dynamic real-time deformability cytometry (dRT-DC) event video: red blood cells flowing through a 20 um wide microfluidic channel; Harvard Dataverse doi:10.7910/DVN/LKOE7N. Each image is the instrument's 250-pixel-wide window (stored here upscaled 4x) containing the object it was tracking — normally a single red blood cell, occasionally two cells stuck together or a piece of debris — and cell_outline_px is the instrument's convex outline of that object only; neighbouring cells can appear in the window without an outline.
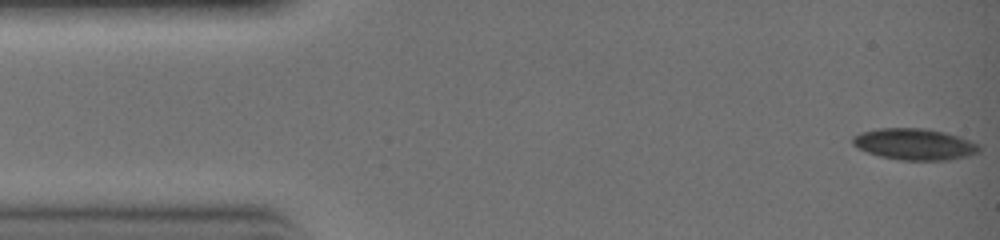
{"species": "common noctule bat (a hibernating species)", "species_latin": "Nyctalus noctula", "temperature_condition": "warm", "stored_images_in_passage": 6, "camera_frame_rate_fps": 3000, "um_per_image_px": 0.085, "animal": {"sex": "female", "body_mass_g": 19.0, "forearm_length_mm": 51.5}, "frame": {"image": 1, "passage_image": 1, "time_ms": 0.0, "image_size_px": [1000, 240], "cell_outline_px": [[980, 152], [948, 160], [900, 160], [880, 156], [868, 152], [852, 144], [852, 136], [860, 132], [880, 128], [920, 128], [944, 132], [960, 136], [980, 144]], "centroid_in_image_um": [77.74, 12.25], "position_along_channel_um": 7.3, "area_um2": 23.06}}
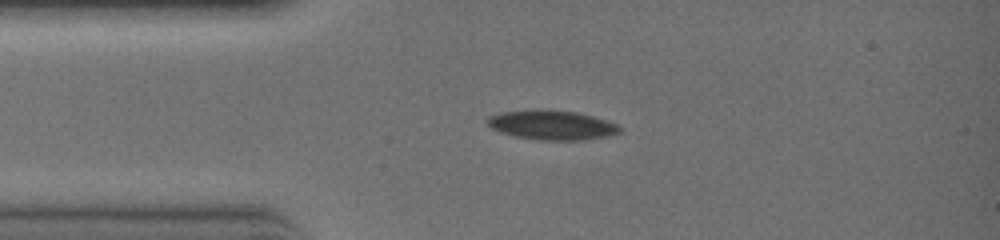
{"frame": {"image": 2, "passage_image": 5, "time_ms": 1.333, "image_size_px": [1000, 240], "cell_outline_px": [[624, 128], [620, 132], [608, 136], [584, 140], [536, 140], [512, 136], [500, 132], [492, 128], [488, 124], [488, 116], [500, 112], [576, 112], [592, 116], [616, 124]], "centroid_in_image_um": [46.94, 10.68], "position_along_channel_um": 38.1, "area_um2": 21.91}}